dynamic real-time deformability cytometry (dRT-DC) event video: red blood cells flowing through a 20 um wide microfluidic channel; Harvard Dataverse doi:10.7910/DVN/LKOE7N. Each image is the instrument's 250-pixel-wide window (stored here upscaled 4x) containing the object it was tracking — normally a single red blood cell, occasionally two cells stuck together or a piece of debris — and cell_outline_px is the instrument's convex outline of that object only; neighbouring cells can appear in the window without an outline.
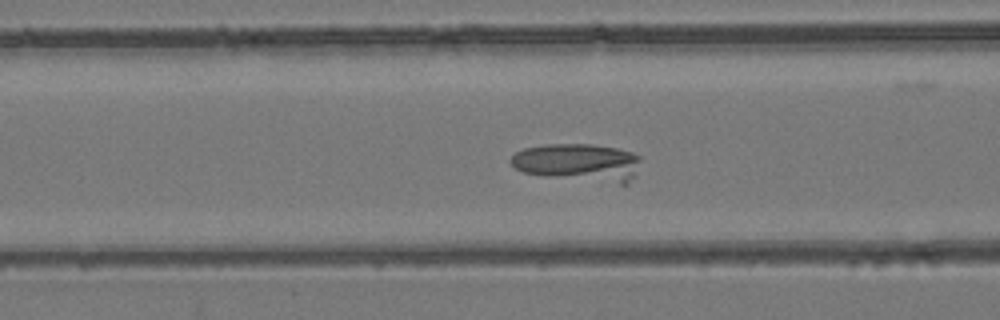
{"species": "common noctule bat (a hibernating species)", "species_latin": "Nyctalus noctula", "temperature_condition": "room temperature", "stored_images_in_passage": 52, "camera_frame_rate_fps": 3000, "um_per_image_px": 0.085, "animal": {"sex": "female", "body_mass_g": 24.6, "forearm_length_mm": 56.2}, "frame": {"image": 1, "passage_image": 22, "time_ms": 7.0, "image_size_px": [1000, 320], "cell_outline_px": [[640, 160], [628, 184], [620, 184], [548, 176], [524, 172], [516, 168], [508, 160], [516, 152], [524, 148], [544, 144], [592, 144], [616, 148], [632, 152], [640, 156]], "centroid_in_image_um": [49.13, 13.79], "position_along_channel_um": 117.5, "area_um2": 28.38}}
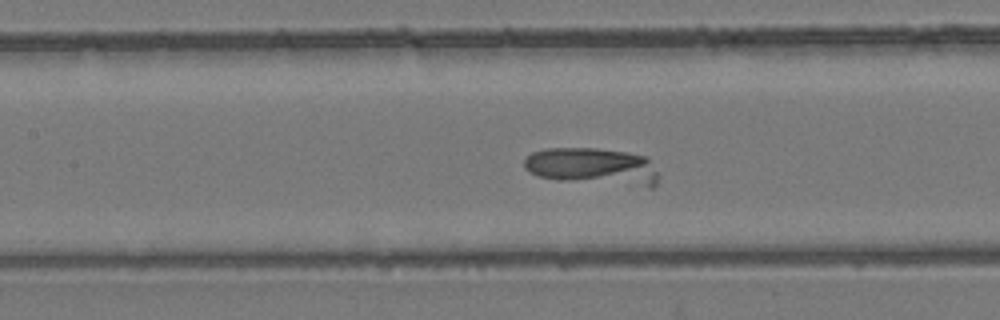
{"frame": {"image": 2, "passage_image": 25, "time_ms": 8.0, "image_size_px": [1000, 320], "cell_outline_px": [[660, 176], [656, 184], [652, 188], [648, 188], [560, 180], [540, 176], [528, 172], [524, 168], [524, 160], [532, 152], [544, 148], [596, 148], [628, 152], [648, 156]], "centroid_in_image_um": [50.44, 14.16], "position_along_channel_um": 157.0, "area_um2": 29.77}}
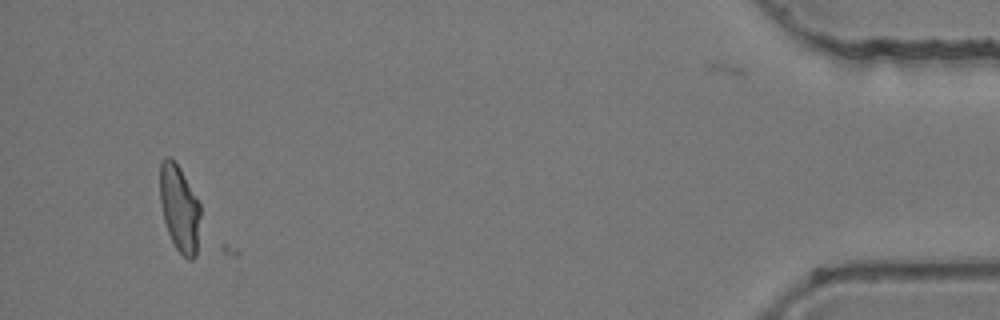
{"frame": {"image": 3, "passage_image": 51, "time_ms": 16.667, "image_size_px": [1000, 320], "cell_outline_px": [[200, 216], [196, 256], [192, 260], [188, 260], [176, 248], [168, 232], [164, 220], [160, 204], [160, 160], [164, 156], [168, 156], [180, 168], [200, 204]], "centroid_in_image_um": [15.24, 17.71], "position_along_channel_um": 420.0, "area_um2": 20.35}}